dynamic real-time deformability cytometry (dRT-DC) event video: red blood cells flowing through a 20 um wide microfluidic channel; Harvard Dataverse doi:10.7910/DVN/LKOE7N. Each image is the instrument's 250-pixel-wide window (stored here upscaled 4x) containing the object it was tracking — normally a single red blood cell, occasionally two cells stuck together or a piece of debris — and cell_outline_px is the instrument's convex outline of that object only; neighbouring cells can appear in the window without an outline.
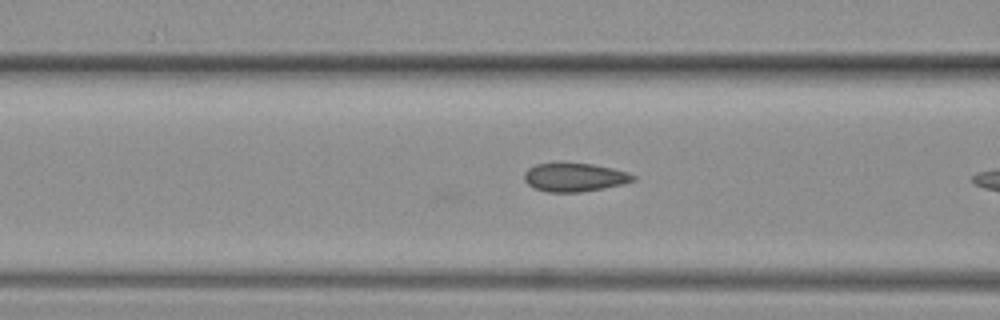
{"species": "common noctule bat (a hibernating species)", "species_latin": "Nyctalus noctula", "temperature_condition": "warm", "stored_images_in_passage": 9, "camera_frame_rate_fps": 3000, "um_per_image_px": 0.085, "animal": {"sex": "female", "body_mass_g": 19.3, "forearm_length_mm": 54.1}, "frame": {"image": 1, "passage_image": 8, "time_ms": 2.333, "image_size_px": [1000, 320], "cell_outline_px": [[636, 180], [624, 184], [604, 188], [580, 192], [548, 192], [532, 188], [524, 180], [524, 172], [528, 168], [536, 164], [556, 160], [592, 164], [612, 168], [628, 172], [636, 176]], "centroid_in_image_um": [48.8, 15.03], "position_along_channel_um": 117.8, "area_um2": 18.84}}